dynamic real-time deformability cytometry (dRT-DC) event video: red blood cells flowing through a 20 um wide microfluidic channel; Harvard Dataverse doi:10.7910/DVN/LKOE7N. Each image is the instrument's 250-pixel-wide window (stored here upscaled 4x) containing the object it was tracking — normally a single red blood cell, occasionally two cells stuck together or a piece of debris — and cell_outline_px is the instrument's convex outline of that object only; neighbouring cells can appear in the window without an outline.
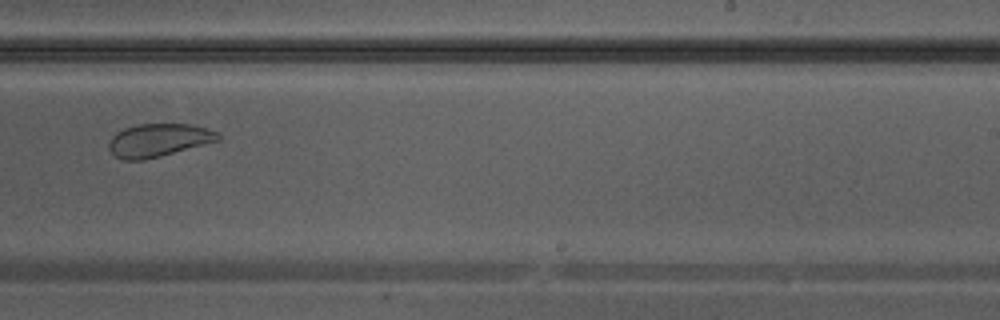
{"species": "Egyptian fruit bat (a non-hibernating species)", "species_latin": "Rousettus aegyptiacus", "temperature_condition": "warm", "stored_images_in_passage": 36, "camera_frame_rate_fps": 3000, "um_per_image_px": 0.085, "animal": {"sex": "male"}, "frame": {"image": 1, "passage_image": 21, "time_ms": 6.667, "image_size_px": [1000, 320], "cell_outline_px": [[220, 140], [160, 156], [144, 160], [124, 160], [116, 156], [108, 148], [108, 144], [112, 136], [116, 132], [124, 128], [136, 124], [188, 124], [204, 128], [216, 132], [220, 136]], "centroid_in_image_um": [13.43, 11.91], "position_along_channel_um": 275.6, "area_um2": 20.81}}